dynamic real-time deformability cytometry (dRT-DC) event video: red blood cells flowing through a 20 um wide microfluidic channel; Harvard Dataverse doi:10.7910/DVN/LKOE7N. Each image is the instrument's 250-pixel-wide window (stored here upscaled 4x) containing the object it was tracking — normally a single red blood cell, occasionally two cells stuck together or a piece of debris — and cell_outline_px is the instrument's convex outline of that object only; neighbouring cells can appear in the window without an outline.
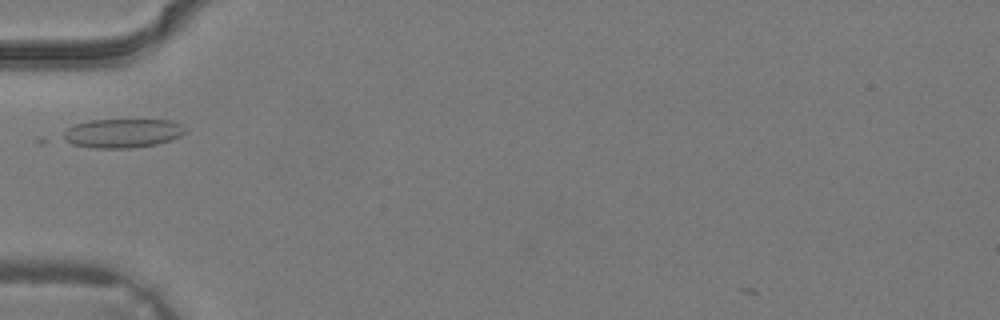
{"species": "common noctule bat (a hibernating species)", "species_latin": "Nyctalus noctula", "temperature_condition": "warm", "stored_images_in_passage": 3, "camera_frame_rate_fps": 3000, "um_per_image_px": 0.085, "animal": {"sex": "male", "body_mass_g": 19.2, "forearm_length_mm": 51.8}, "frame": {"image": 1, "passage_image": 3, "time_ms": 0.667, "image_size_px": [1000, 320], "cell_outline_px": [[188, 132], [180, 136], [156, 144], [132, 148], [96, 148], [36, 144], [36, 140], [40, 136], [88, 120], [172, 120], [180, 124]], "centroid_in_image_um": [9.7, 11.38], "position_along_channel_um": 75.3, "area_um2": 23.47}}